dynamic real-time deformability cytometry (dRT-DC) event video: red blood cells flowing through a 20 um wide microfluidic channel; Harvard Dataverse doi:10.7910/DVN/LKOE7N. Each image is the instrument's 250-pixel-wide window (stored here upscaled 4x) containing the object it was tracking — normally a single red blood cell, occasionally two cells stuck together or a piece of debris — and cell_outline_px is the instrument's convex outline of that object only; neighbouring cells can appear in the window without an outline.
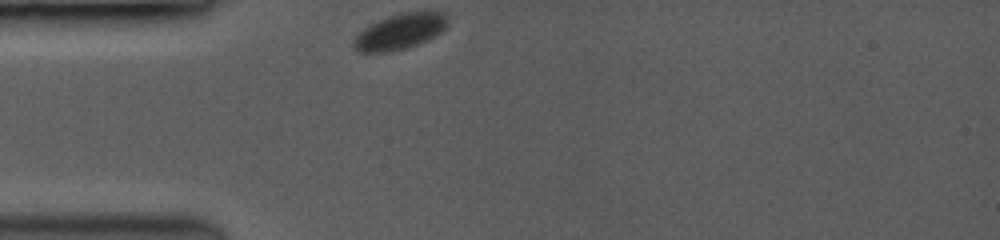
{"species": "common noctule bat (a hibernating species)", "species_latin": "Nyctalus noctula", "temperature_condition": "room temperature", "stored_images_in_passage": 32, "camera_frame_rate_fps": 3500, "um_per_image_px": 0.085, "animal": {"sex": "female", "body_mass_g": 19.0, "forearm_length_mm": 53.3}, "frame": {"image": 1, "passage_image": 1, "time_ms": 0.0, "image_size_px": [1000, 240], "cell_outline_px": [[448, 24], [440, 32], [416, 44], [404, 48], [384, 52], [356, 52], [352, 48], [352, 40], [364, 28], [388, 16], [400, 12], [444, 12], [448, 16]], "centroid_in_image_um": [33.96, 2.67], "position_along_channel_um": 51.0, "area_um2": 19.19}}
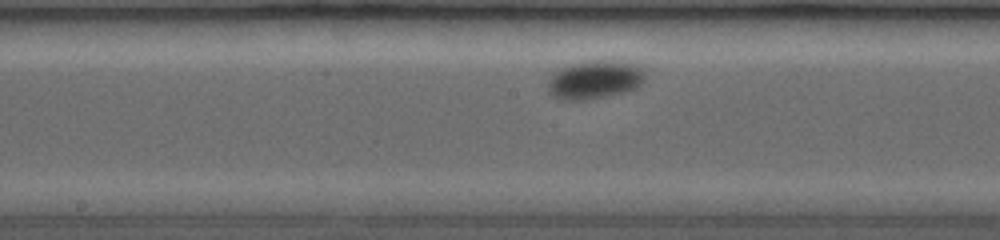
{"frame": {"image": 2, "passage_image": 12, "time_ms": 4.571, "image_size_px": [1000, 240], "cell_outline_px": [[644, 80], [636, 88], [624, 92], [600, 96], [556, 96], [552, 92], [548, 84], [548, 80], [552, 72], [568, 64], [588, 60], [628, 60], [640, 68], [644, 72]], "centroid_in_image_um": [50.63, 6.65], "position_along_channel_um": 197.6, "area_um2": 20.81}}
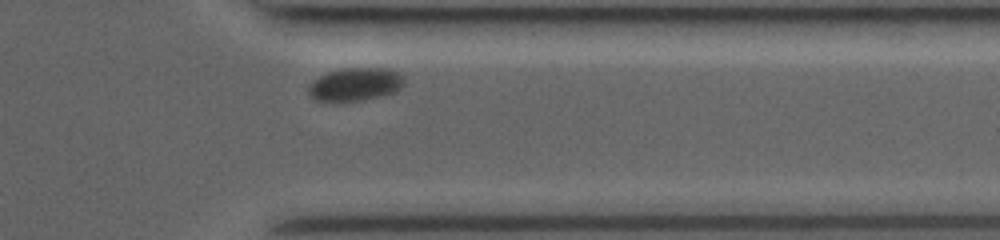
{"frame": {"image": 3, "passage_image": 28, "time_ms": 9.714, "image_size_px": [1000, 240], "cell_outline_px": [[400, 88], [396, 92], [360, 100], [332, 104], [312, 100], [308, 96], [308, 84], [320, 76], [328, 72], [344, 68], [380, 68], [396, 72], [400, 76]], "centroid_in_image_um": [30.03, 7.22], "position_along_channel_um": 381.4, "area_um2": 18.55}, "authors_computed_cell_mechanics": {"area_um2": 19.0451, "velocity_mm_per_s": 3.5396, "shape_relaxation_time_tau1_ms": 0.7792, "shape_relaxation_time_tau2_ms": null, "deformation_change_tau1": 0.0232, "deformation_change_tau2": null}}